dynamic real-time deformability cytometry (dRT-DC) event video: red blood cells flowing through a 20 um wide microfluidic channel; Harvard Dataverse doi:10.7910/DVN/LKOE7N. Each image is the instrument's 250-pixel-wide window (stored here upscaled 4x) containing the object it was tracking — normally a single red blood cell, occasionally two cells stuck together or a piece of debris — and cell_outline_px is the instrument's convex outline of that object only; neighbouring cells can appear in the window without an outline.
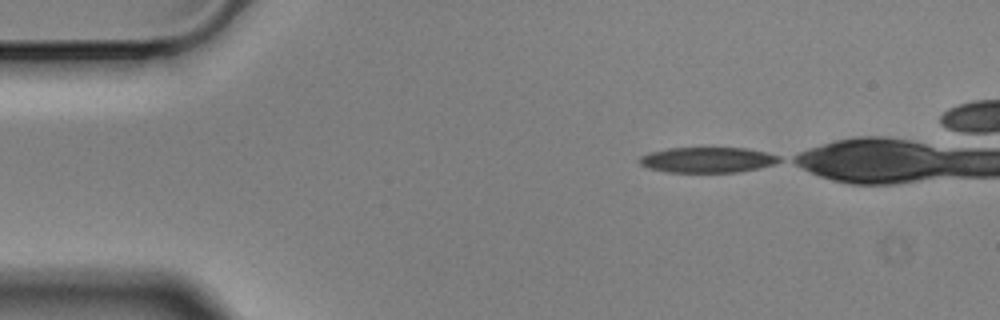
{"species": "Egyptian fruit bat (a non-hibernating species)", "species_latin": "Rousettus aegyptiacus", "temperature_condition": "cold", "stored_images_in_passage": 4, "camera_frame_rate_fps": 3000, "um_per_image_px": 0.085, "animal": {"sex": "male"}, "frame": {"image": 1, "passage_image": 1, "time_ms": 0.0, "image_size_px": [1000, 320], "cell_outline_px": [[780, 160], [772, 164], [740, 172], [668, 172], [648, 168], [640, 164], [636, 160], [640, 156], [648, 152], [668, 148], [748, 148], [768, 152], [780, 156]], "centroid_in_image_um": [60.09, 13.58], "position_along_channel_um": 24.9, "area_um2": 20.81}}